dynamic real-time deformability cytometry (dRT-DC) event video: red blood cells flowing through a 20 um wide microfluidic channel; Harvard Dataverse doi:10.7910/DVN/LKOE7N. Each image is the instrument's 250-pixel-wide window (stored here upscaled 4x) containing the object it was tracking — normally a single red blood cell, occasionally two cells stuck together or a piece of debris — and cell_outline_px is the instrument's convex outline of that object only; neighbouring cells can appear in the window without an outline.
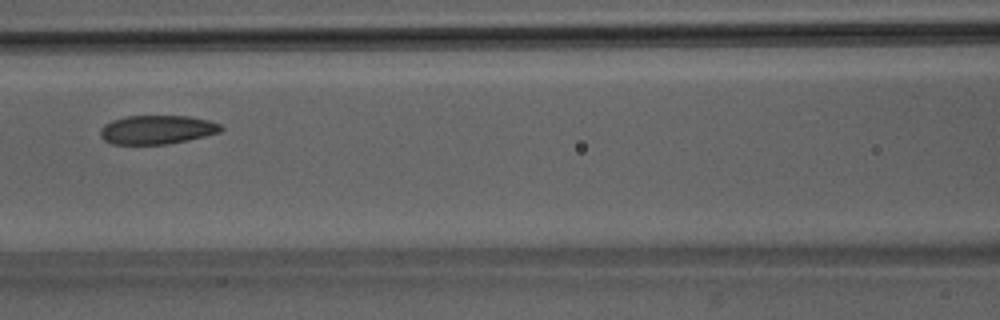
{"species": "Egyptian fruit bat (a non-hibernating species)", "species_latin": "Rousettus aegyptiacus", "temperature_condition": "room temperature", "stored_images_in_passage": 36, "camera_frame_rate_fps": 3000, "um_per_image_px": 0.085, "animal": {"sex": "male"}, "frame": {"image": 1, "passage_image": 8, "time_ms": 2.333, "image_size_px": [1000, 320], "cell_outline_px": [[224, 128], [220, 132], [188, 140], [164, 144], [112, 144], [104, 140], [100, 136], [100, 128], [104, 124], [112, 120], [124, 116], [188, 116], [208, 120], [220, 124]], "centroid_in_image_um": [13.32, 11.02], "position_along_channel_um": 153.3, "area_um2": 20.29}}
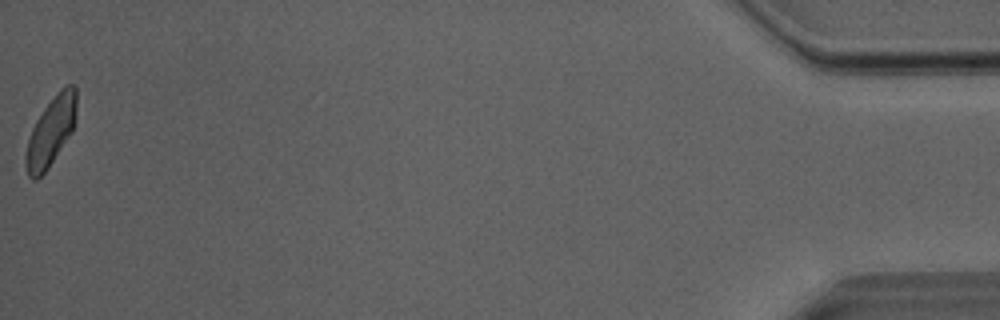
{"frame": {"image": 2, "passage_image": 36, "time_ms": 11.667, "image_size_px": [1000, 320], "cell_outline_px": [[76, 116], [72, 132], [48, 168], [36, 180], [32, 180], [28, 176], [24, 160], [24, 156], [28, 140], [32, 128], [36, 120], [44, 108], [60, 88], [68, 84], [72, 84], [76, 88]], "centroid_in_image_um": [4.32, 11.18], "position_along_channel_um": 430.9, "area_um2": 20.35}, "authors_computed_cell_mechanics": {"area_um2": 20.3745, "velocity_mm_per_s": 4.0216, "shape_relaxation_time_tau1_ms": 5.5432, "shape_relaxation_time_tau2_ms": 1.9215, "deformation_change_tau1": 0.1189, "deformation_change_tau2": 0.0729}}